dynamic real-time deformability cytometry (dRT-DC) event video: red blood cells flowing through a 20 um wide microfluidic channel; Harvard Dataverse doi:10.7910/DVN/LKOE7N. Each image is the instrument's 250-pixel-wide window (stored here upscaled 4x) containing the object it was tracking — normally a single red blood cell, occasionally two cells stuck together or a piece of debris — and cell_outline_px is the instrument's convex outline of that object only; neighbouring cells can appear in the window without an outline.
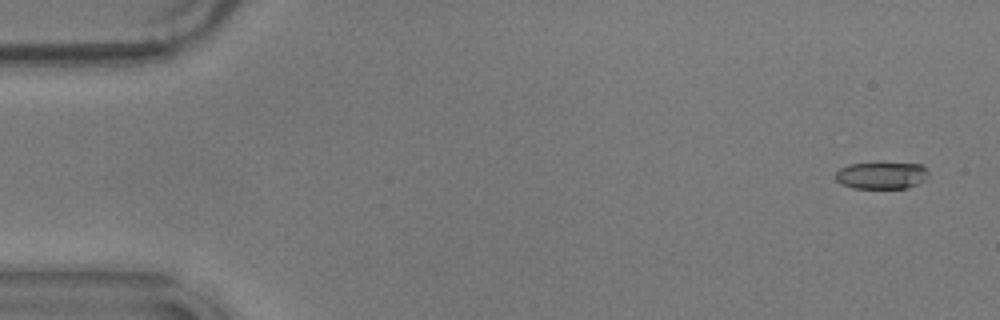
{"species": "common noctule bat (a hibernating species)", "species_latin": "Nyctalus noctula", "temperature_condition": "warm", "stored_images_in_passage": 33, "camera_frame_rate_fps": 3000, "um_per_image_px": 0.085, "animal": {"sex": "male", "body_mass_g": 17.9}, "frame": {"image": 1, "passage_image": 2, "time_ms": 0.333, "image_size_px": [1000, 320], "cell_outline_px": [[928, 172], [924, 180], [908, 188], [852, 188], [836, 180], [836, 172], [840, 168], [848, 164], [920, 164], [928, 168]], "centroid_in_image_um": [74.93, 14.92], "position_along_channel_um": 10.1, "area_um2": 14.28}}
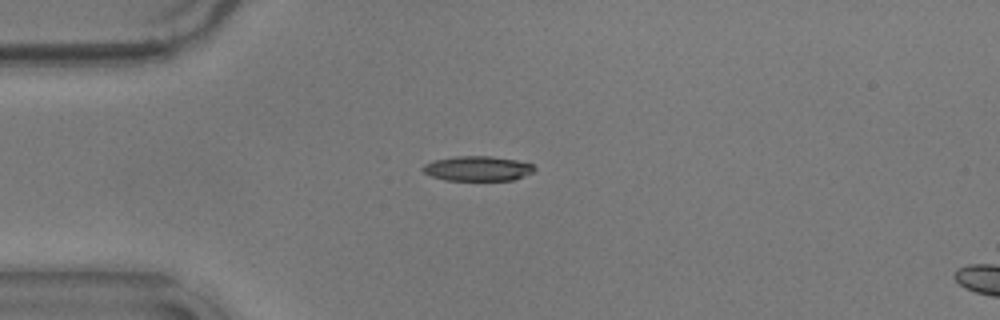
{"frame": {"image": 2, "passage_image": 14, "time_ms": 4.333, "image_size_px": [1000, 320], "cell_outline_px": [[536, 168], [532, 172], [512, 180], [444, 180], [432, 176], [424, 172], [420, 168], [424, 164], [432, 160], [456, 156], [492, 156], [516, 160], [532, 164]], "centroid_in_image_um": [40.55, 14.31], "position_along_channel_um": 44.4, "area_um2": 16.13}}
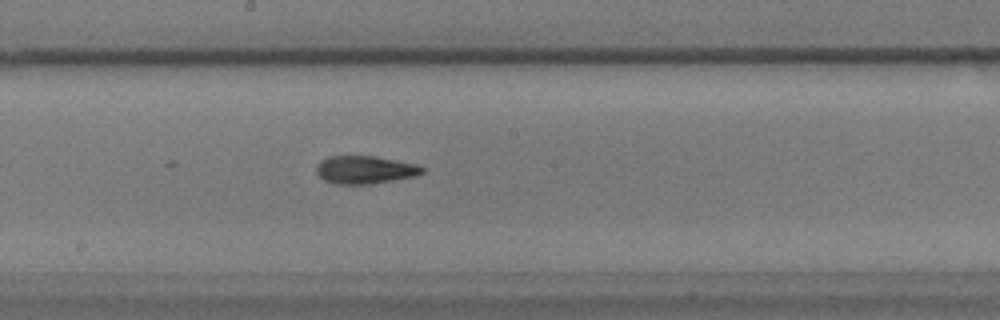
{"frame": {"image": 3, "passage_image": 30, "time_ms": 9.667, "image_size_px": [1000, 320], "cell_outline_px": [[424, 172], [416, 176], [368, 184], [336, 184], [324, 180], [316, 172], [316, 164], [320, 160], [328, 156], [376, 156], [416, 164], [424, 168]], "centroid_in_image_um": [30.99, 14.42], "position_along_channel_um": 217.2, "area_um2": 17.22}}